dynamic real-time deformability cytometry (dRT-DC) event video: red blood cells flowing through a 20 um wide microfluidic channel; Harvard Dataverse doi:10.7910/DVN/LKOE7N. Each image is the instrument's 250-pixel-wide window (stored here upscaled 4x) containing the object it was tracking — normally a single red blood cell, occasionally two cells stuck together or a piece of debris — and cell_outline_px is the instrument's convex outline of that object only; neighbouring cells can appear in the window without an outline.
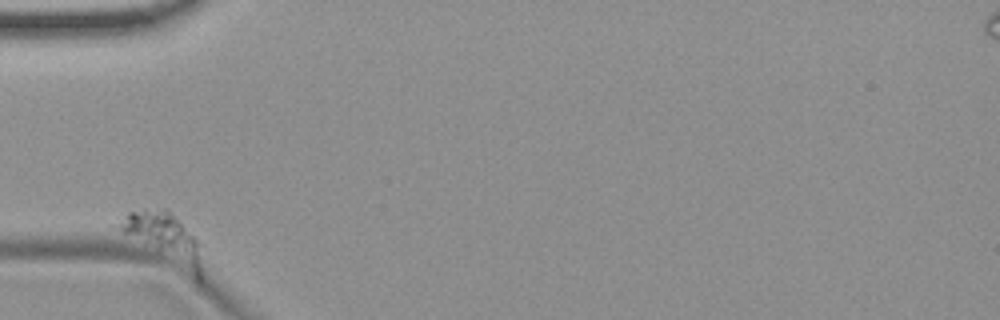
{"species": "common noctule bat (a hibernating species)", "species_latin": "Nyctalus noctula", "temperature_condition": "room temperature", "stored_images_in_passage": 5, "camera_frame_rate_fps": 3000, "um_per_image_px": 0.085, "animal": {"sex": "female", "body_mass_g": 19.9}, "frame": {"image": 1, "passage_image": 1, "time_ms": 0.0, "image_size_px": [1000, 320], "cell_outline_px": [[204, 244], [200, 280], [196, 280], [124, 232], [120, 228], [120, 224], [128, 212], [144, 208], [168, 208]], "centroid_in_image_um": [14.13, 20.24], "position_along_channel_um": 70.9, "area_um2": 23.76}}
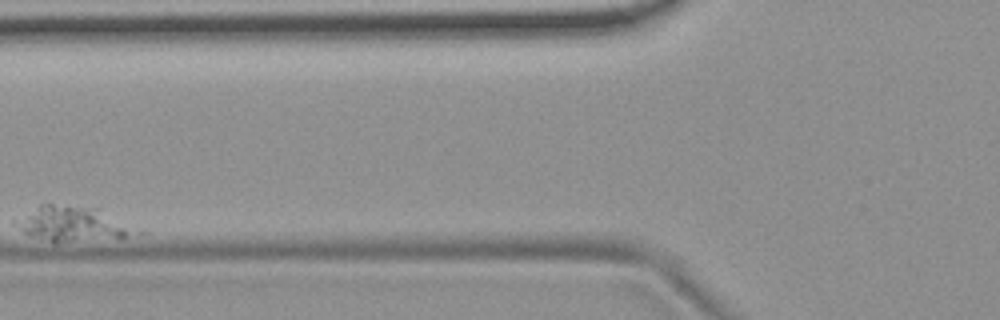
{"frame": {"image": 2, "passage_image": 3, "time_ms": 2.333, "image_size_px": [1000, 320], "cell_outline_px": [[128, 232], [124, 236], [56, 244], [32, 236], [24, 232], [12, 224], [12, 220], [40, 204], [52, 204], [100, 208]], "centroid_in_image_um": [5.79, 19.02], "position_along_channel_um": 120.0, "area_um2": 23.06}}